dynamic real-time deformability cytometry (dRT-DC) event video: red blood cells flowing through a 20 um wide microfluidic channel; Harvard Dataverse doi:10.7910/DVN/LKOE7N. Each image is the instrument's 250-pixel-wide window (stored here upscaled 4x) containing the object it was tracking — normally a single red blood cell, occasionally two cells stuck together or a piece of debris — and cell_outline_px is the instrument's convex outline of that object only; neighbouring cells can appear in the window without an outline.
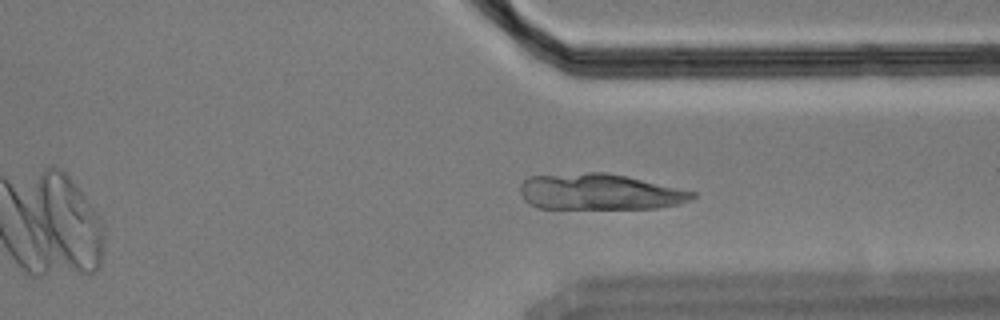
{"species": "Egyptian fruit bat (a non-hibernating species)", "species_latin": "Rousettus aegyptiacus", "temperature_condition": "cold", "stored_images_in_passage": 29, "camera_frame_rate_fps": 3000, "um_per_image_px": 0.085, "animal": {"sex": "male"}, "frame": {"image": 1, "passage_image": 25, "time_ms": 8.0, "image_size_px": [1000, 320], "cell_outline_px": [[696, 196], [692, 200], [680, 204], [656, 208], [536, 208], [528, 204], [524, 200], [520, 192], [520, 184], [528, 176], [588, 172], [604, 172], [628, 176], [696, 192]], "centroid_in_image_um": [50.95, 16.3], "position_along_channel_um": 360.4, "area_um2": 36.41}}